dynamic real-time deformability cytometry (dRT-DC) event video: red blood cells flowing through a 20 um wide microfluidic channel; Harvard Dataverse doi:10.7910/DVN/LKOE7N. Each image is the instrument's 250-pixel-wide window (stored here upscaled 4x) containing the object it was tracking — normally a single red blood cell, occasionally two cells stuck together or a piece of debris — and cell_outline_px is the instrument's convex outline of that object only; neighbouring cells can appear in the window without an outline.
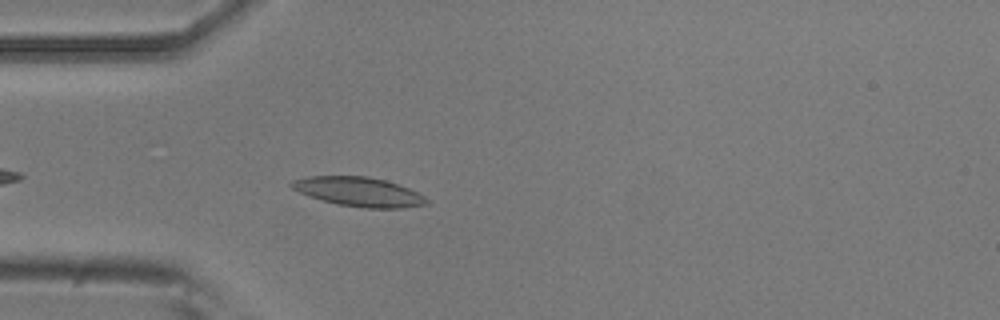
{"species": "common noctule bat (a hibernating species)", "species_latin": "Nyctalus noctula", "temperature_condition": "room temperature", "stored_images_in_passage": 4, "camera_frame_rate_fps": 3000, "um_per_image_px": 0.085, "animal": {"sex": "male", "body_mass_g": 20.5, "forearm_length_mm": 52.5}, "frame": {"image": 1, "passage_image": 4, "time_ms": 1.0, "image_size_px": [1000, 320], "cell_outline_px": [[432, 204], [400, 208], [364, 208], [336, 204], [308, 196], [292, 188], [288, 184], [292, 180], [308, 176], [368, 176], [384, 180], [408, 188], [424, 196]], "centroid_in_image_um": [30.49, 16.3], "position_along_channel_um": 54.5, "area_um2": 23.06}}